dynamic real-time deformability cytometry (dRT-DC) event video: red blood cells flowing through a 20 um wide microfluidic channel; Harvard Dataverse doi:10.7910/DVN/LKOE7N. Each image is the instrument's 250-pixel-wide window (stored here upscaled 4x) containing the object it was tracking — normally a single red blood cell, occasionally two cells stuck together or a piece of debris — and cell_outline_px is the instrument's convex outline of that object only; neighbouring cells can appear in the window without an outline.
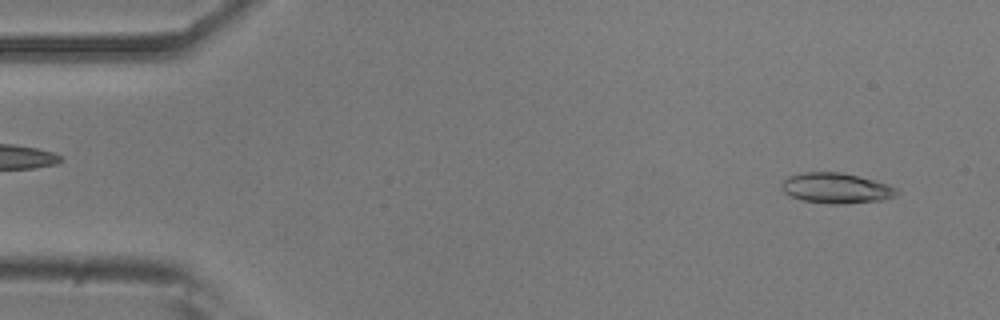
{"species": "common noctule bat (a hibernating species)", "species_latin": "Nyctalus noctula", "temperature_condition": "room temperature", "stored_images_in_passage": 30, "camera_frame_rate_fps": 3000, "um_per_image_px": 0.085, "animal": {"sex": "male", "body_mass_g": 20.5, "forearm_length_mm": 52.5}, "frame": {"image": 1, "passage_image": 3, "time_ms": 0.667, "image_size_px": [1000, 320], "cell_outline_px": [[900, 192], [896, 196], [880, 200], [844, 204], [828, 204], [800, 200], [784, 192], [780, 188], [780, 184], [788, 176], [800, 172], [840, 172], [876, 180], [888, 184], [896, 188]], "centroid_in_image_um": [71.06, 15.99], "position_along_channel_um": 13.9, "area_um2": 20.63}}
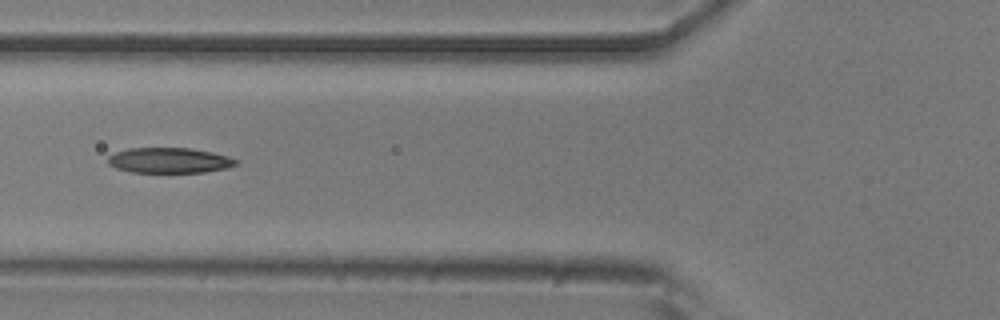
{"frame": {"image": 2, "passage_image": 19, "time_ms": 6.0, "image_size_px": [1000, 320], "cell_outline_px": [[240, 164], [228, 168], [204, 172], [132, 172], [116, 168], [108, 164], [108, 156], [116, 152], [128, 148], [188, 148], [212, 152], [228, 156], [240, 160]], "centroid_in_image_um": [14.44, 13.63], "position_along_channel_um": 111.4, "area_um2": 19.02}}
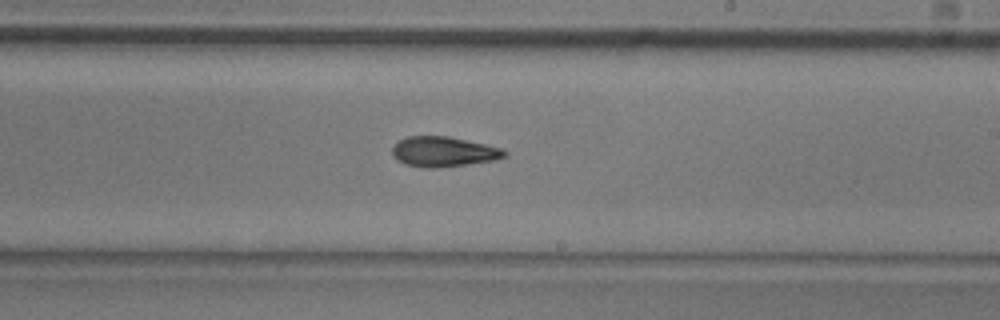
{"frame": {"image": 3, "passage_image": 30, "time_ms": 9.667, "image_size_px": [1000, 320], "cell_outline_px": [[508, 156], [492, 160], [468, 164], [436, 168], [424, 168], [404, 164], [396, 160], [392, 156], [392, 148], [400, 140], [408, 136], [448, 136], [484, 144], [500, 148], [508, 152]], "centroid_in_image_um": [37.67, 12.9], "position_along_channel_um": 251.3, "area_um2": 19.65}}